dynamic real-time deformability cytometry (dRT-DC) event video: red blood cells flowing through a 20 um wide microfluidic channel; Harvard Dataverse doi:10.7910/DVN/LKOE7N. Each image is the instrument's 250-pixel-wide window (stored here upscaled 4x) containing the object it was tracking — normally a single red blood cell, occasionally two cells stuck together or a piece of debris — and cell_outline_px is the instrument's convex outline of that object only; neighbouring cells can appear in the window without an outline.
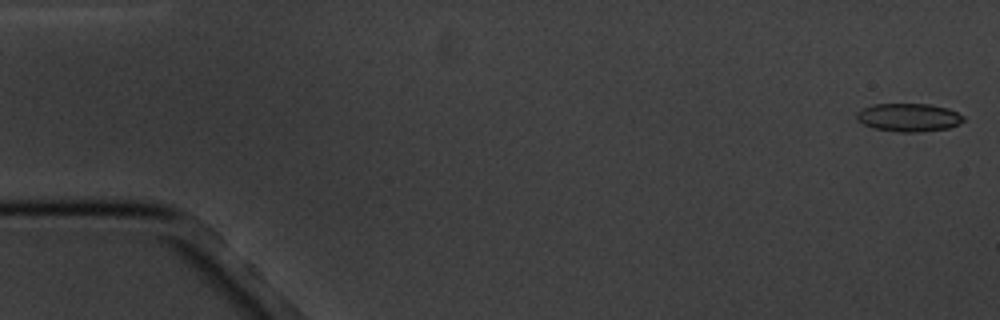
{"species": "common noctule bat (a hibernating species)", "species_latin": "Nyctalus noctula", "temperature_condition": "cold", "stored_images_in_passage": 17, "camera_frame_rate_fps": 3000, "um_per_image_px": 0.085, "animal": {"sex": "male", "body_mass_g": 20.1, "forearm_length_mm": 53.5}, "frame": {"image": 1, "passage_image": 1, "time_ms": 0.0, "image_size_px": [1000, 320], "cell_outline_px": [[964, 120], [960, 124], [948, 128], [916, 132], [900, 132], [872, 128], [856, 120], [856, 112], [872, 104], [928, 104], [948, 108], [964, 116]], "centroid_in_image_um": [77.22, 9.98], "position_along_channel_um": 7.8, "area_um2": 17.57}}
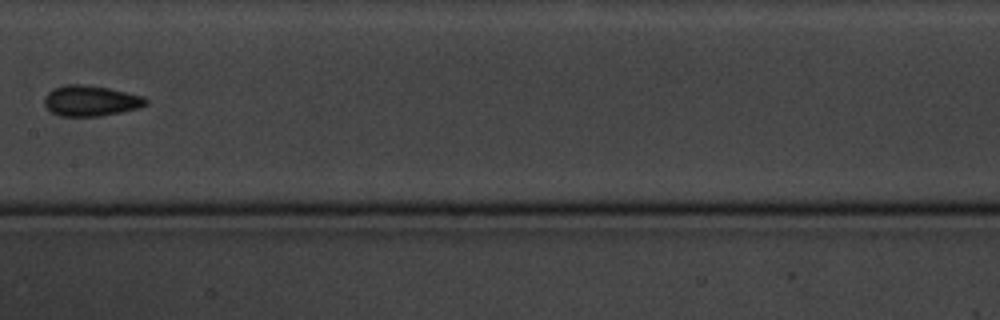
{"frame": {"image": 2, "passage_image": 9, "time_ms": 9.333, "image_size_px": [1000, 320], "cell_outline_px": [[148, 104], [136, 108], [120, 112], [100, 116], [60, 116], [52, 112], [44, 104], [44, 96], [52, 88], [64, 84], [84, 84], [108, 88], [144, 96], [148, 100]], "centroid_in_image_um": [7.68, 8.55], "position_along_channel_um": 199.7, "area_um2": 18.15}}
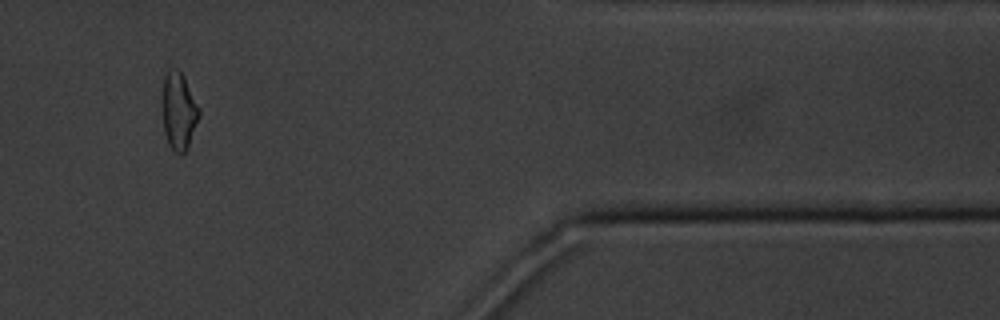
{"frame": {"image": 3, "passage_image": 15, "time_ms": 16.0, "image_size_px": [1000, 320], "cell_outline_px": [[200, 116], [188, 148], [180, 156], [168, 144], [164, 132], [164, 76], [168, 68], [176, 68], [180, 72], [200, 108]], "centroid_in_image_um": [15.22, 9.48], "position_along_channel_um": 396.2, "area_um2": 16.18}, "authors_computed_cell_mechanics": {"area_um2": 17.1666, "velocity_mm_per_s": 3.4403, "shape_relaxation_time_tau1_ms": 3.6697, "shape_relaxation_time_tau2_ms": 2.9504, "deformation_change_tau1": 0.0933, "deformation_change_tau2": 0.0911}}